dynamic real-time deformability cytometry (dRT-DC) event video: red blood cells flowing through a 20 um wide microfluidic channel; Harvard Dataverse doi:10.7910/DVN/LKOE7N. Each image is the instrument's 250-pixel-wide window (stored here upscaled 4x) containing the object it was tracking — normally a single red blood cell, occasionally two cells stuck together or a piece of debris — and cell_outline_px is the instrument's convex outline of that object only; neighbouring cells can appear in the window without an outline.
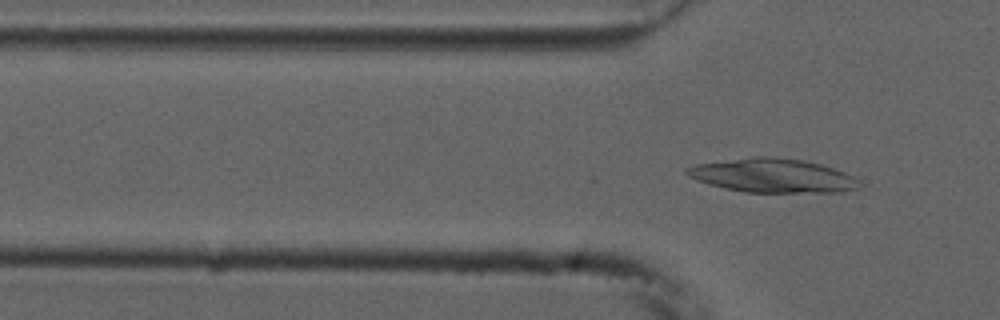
{"species": "common noctule bat (a hibernating species)", "species_latin": "Nyctalus noctula", "temperature_condition": "cold", "stored_images_in_passage": 16, "camera_frame_rate_fps": 3000, "um_per_image_px": 0.085, "animal": {"sex": "male", "forearm_length_mm": 52.5}, "frame": {"image": 1, "passage_image": 16, "time_ms": 5.0, "image_size_px": [1000, 320], "cell_outline_px": [[860, 184], [856, 188], [844, 192], [744, 192], [724, 188], [708, 184], [696, 180], [688, 176], [684, 172], [684, 168], [696, 164], [752, 156], [768, 156], [804, 160], [820, 164], [844, 172], [852, 176]], "centroid_in_image_um": [65.61, 14.92], "position_along_channel_um": 60.2, "area_um2": 34.04}}